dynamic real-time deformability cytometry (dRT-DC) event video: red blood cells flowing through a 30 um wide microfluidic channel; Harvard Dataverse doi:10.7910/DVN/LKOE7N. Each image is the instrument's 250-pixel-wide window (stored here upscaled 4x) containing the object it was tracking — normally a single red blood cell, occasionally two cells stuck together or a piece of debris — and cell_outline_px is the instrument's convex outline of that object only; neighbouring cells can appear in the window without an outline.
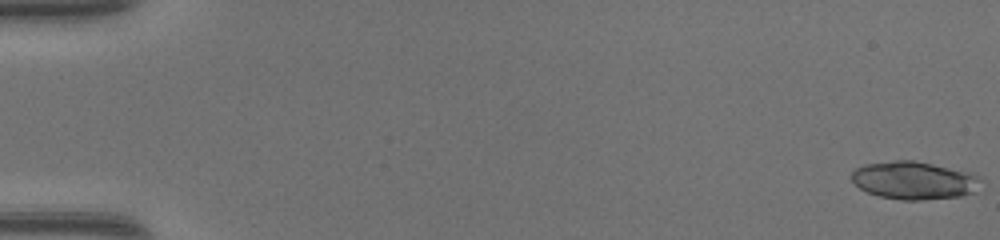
{"species": "common noctule bat (a hibernating species)", "species_latin": "Nyctalus noctula", "temperature_condition": "warm", "stored_images_in_passage": 48, "segment_of_instrument_passage": [1, 2], "camera_frame_rate_fps": 3000, "um_per_image_px": 0.085, "animal": {"sex": "female", "body_mass_g": 17.0, "forearm_length_mm": 48.0}, "frame": {"image": 1, "passage_image": 1, "time_ms": 0.0, "image_size_px": [1000, 240], "cell_outline_px": [[984, 180], [976, 192], [960, 196], [920, 200], [904, 200], [880, 196], [868, 192], [860, 188], [852, 180], [852, 172], [856, 168], [864, 164], [896, 160], [912, 160], [932, 164], [968, 172], [980, 176]], "centroid_in_image_um": [77.74, 15.33], "position_along_channel_um": 7.3, "area_um2": 28.5}}
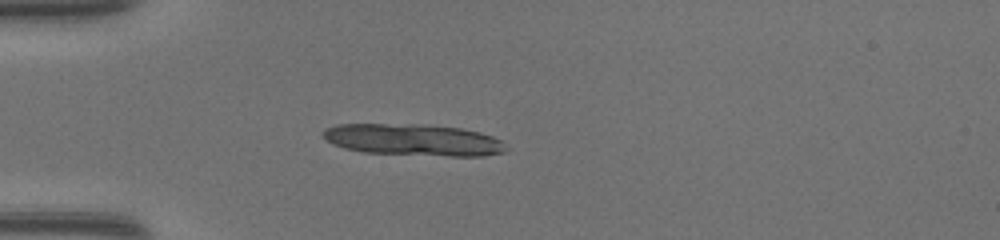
{"frame": {"image": 2, "passage_image": 15, "time_ms": 4.667, "image_size_px": [1000, 240], "cell_outline_px": [[508, 148], [504, 152], [484, 156], [448, 156], [364, 152], [344, 148], [332, 144], [320, 132], [324, 128], [336, 124], [424, 124], [460, 128], [480, 132], [492, 136], [500, 140]], "centroid_in_image_um": [35.13, 11.88], "position_along_channel_um": 49.9, "area_um2": 33.93}}